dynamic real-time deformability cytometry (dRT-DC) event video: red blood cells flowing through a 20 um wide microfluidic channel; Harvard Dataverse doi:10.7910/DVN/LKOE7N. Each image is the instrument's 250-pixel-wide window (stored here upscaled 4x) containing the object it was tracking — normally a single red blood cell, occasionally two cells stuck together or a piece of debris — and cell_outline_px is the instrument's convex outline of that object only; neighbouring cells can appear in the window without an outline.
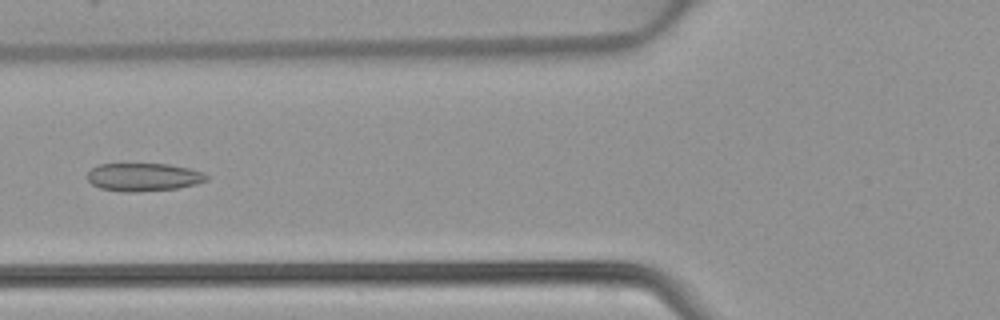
{"species": "common noctule bat (a hibernating species)", "species_latin": "Nyctalus noctula", "temperature_condition": "warm", "stored_images_in_passage": 47, "camera_frame_rate_fps": 3000, "um_per_image_px": 0.085, "animal": {"sex": "female", "body_mass_g": 22.7, "forearm_length_mm": 54.2}, "frame": {"image": 1, "passage_image": 18, "time_ms": 5.667, "image_size_px": [1000, 320], "cell_outline_px": [[208, 180], [196, 184], [176, 188], [136, 192], [124, 192], [100, 188], [92, 184], [88, 180], [88, 172], [92, 168], [100, 164], [168, 164], [188, 168], [204, 172], [208, 176]], "centroid_in_image_um": [12.21, 15.05], "position_along_channel_um": 113.6, "area_um2": 19.42}}
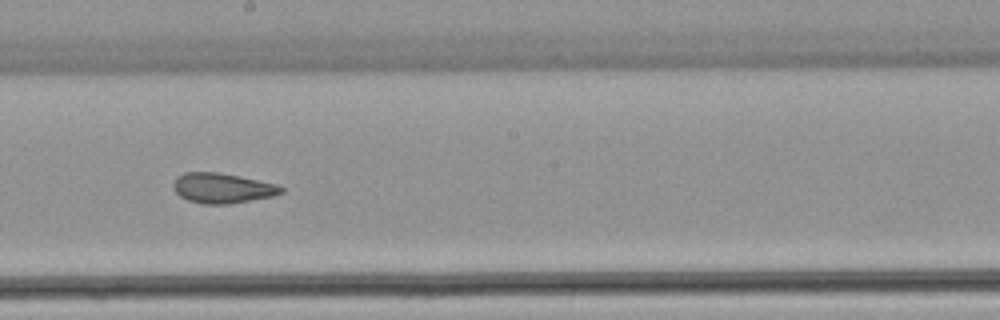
{"frame": {"image": 2, "passage_image": 26, "time_ms": 8.333, "image_size_px": [1000, 320], "cell_outline_px": [[284, 192], [272, 196], [228, 204], [204, 204], [188, 200], [180, 196], [172, 188], [172, 184], [176, 176], [184, 172], [220, 172], [240, 176], [276, 184], [284, 188]], "centroid_in_image_um": [18.86, 15.98], "position_along_channel_um": 229.3, "area_um2": 18.96}}
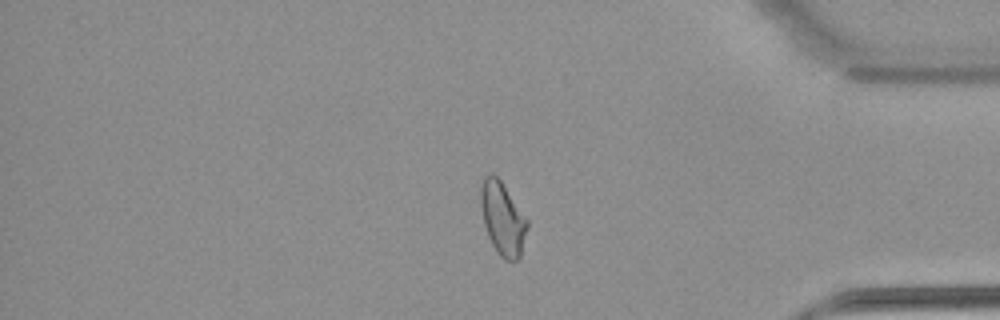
{"frame": {"image": 3, "passage_image": 39, "time_ms": 12.667, "image_size_px": [1000, 320], "cell_outline_px": [[528, 228], [520, 256], [516, 260], [504, 260], [496, 252], [488, 236], [484, 224], [480, 204], [480, 188], [484, 176], [488, 172], [492, 172], [500, 180], [528, 220]], "centroid_in_image_um": [42.71, 18.57], "position_along_channel_um": 392.5, "area_um2": 19.83}}